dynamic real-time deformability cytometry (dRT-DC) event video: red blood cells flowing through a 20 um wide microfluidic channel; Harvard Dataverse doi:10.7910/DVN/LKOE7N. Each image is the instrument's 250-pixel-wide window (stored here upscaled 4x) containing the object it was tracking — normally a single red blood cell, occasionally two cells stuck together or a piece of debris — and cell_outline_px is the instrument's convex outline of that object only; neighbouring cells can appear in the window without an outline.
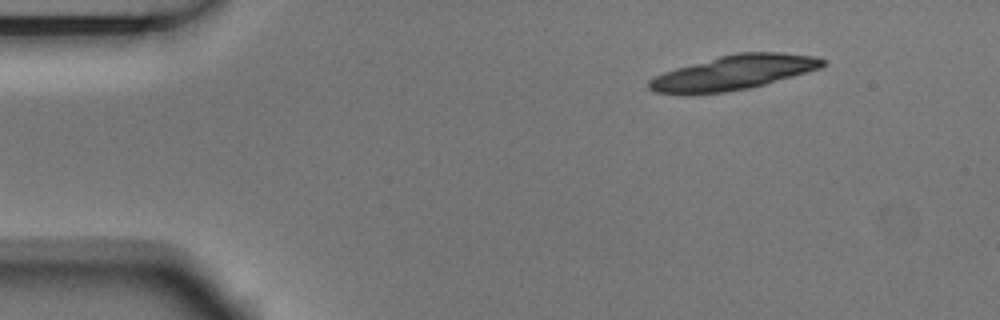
{"species": "Egyptian fruit bat (a non-hibernating species)", "species_latin": "Rousettus aegyptiacus", "temperature_condition": "room temperature", "stored_images_in_passage": 3, "camera_frame_rate_fps": 3000, "um_per_image_px": 0.085, "animal": {"sex": "male"}, "frame": {"image": 1, "passage_image": 1, "time_ms": 0.0, "image_size_px": [1000, 320], "cell_outline_px": [[828, 64], [820, 68], [764, 84], [748, 88], [724, 92], [692, 96], [684, 96], [652, 92], [648, 88], [648, 80], [652, 76], [676, 68], [720, 56], [736, 52], [780, 52], [816, 56], [828, 60]], "centroid_in_image_um": [62.29, 6.19], "position_along_channel_um": 22.7, "area_um2": 35.43}}